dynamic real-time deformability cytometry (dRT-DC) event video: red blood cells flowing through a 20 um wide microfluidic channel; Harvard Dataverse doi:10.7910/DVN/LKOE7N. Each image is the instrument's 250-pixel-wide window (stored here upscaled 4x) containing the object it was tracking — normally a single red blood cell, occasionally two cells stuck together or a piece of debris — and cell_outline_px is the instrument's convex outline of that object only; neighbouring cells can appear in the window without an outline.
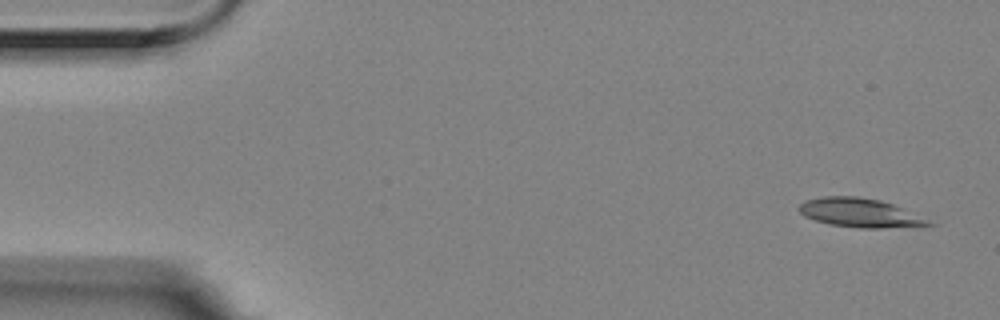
{"species": "Egyptian fruit bat (a non-hibernating species)", "species_latin": "Rousettus aegyptiacus", "temperature_condition": "room temperature", "stored_images_in_passage": 6, "camera_frame_rate_fps": 3000, "um_per_image_px": 0.085, "animal": {"sex": "female"}, "frame": {"image": 1, "passage_image": 1, "time_ms": 0.0, "image_size_px": [1000, 320], "cell_outline_px": [[936, 224], [884, 228], [860, 228], [832, 224], [816, 220], [804, 216], [800, 212], [800, 204], [804, 200], [824, 196], [856, 196], [880, 200], [892, 204], [928, 220]], "centroid_in_image_um": [73.04, 18.08], "position_along_channel_um": 12.0, "area_um2": 21.33}}
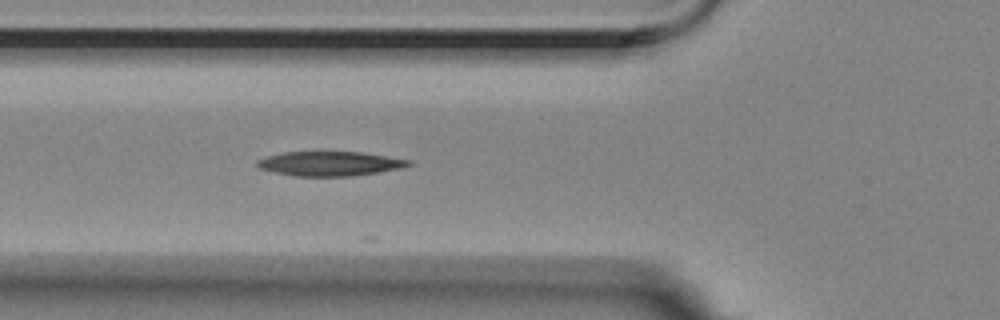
{"frame": {"image": 2, "passage_image": 6, "time_ms": 1.667, "image_size_px": [1000, 320], "cell_outline_px": [[412, 164], [400, 168], [352, 176], [296, 176], [276, 172], [260, 168], [256, 164], [256, 160], [268, 156], [284, 152], [360, 152], [412, 160]], "centroid_in_image_um": [28.04, 13.9], "position_along_channel_um": 97.8, "area_um2": 21.27}}